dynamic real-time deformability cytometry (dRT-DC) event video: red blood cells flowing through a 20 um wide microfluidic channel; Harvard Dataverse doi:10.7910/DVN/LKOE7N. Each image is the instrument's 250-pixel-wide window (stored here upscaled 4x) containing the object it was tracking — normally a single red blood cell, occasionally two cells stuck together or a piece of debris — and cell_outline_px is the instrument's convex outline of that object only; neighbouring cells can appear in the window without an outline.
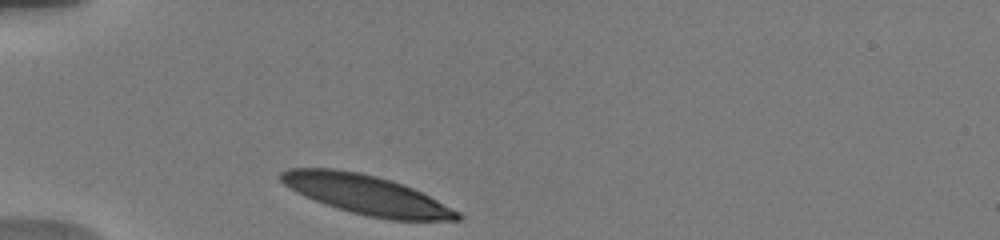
{"species": "human", "species_latin": "Homo sapiens", "temperature_condition": "warm", "stored_images_in_passage": 47, "camera_frame_rate_fps": 3000, "um_per_image_px": 0.085, "donor": {"sex": "male"}, "frame": {"image": 1, "passage_image": 1, "time_ms": 0.0, "image_size_px": [1000, 240], "cell_outline_px": [[464, 216], [460, 220], [388, 220], [368, 216], [336, 208], [324, 204], [304, 196], [296, 192], [284, 184], [280, 180], [280, 172], [288, 168], [332, 168], [360, 172], [392, 180], [412, 188], [460, 212]], "centroid_in_image_um": [31.12, 16.55], "position_along_channel_um": 53.9, "area_um2": 40.34}}
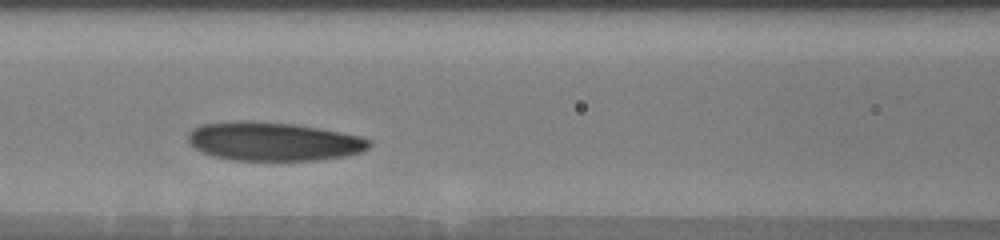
{"frame": {"image": 2, "passage_image": 15, "time_ms": 3.0, "image_size_px": [1000, 240], "cell_outline_px": [[372, 144], [368, 148], [360, 152], [344, 156], [316, 160], [232, 160], [212, 156], [200, 152], [188, 144], [188, 132], [192, 128], [204, 124], [240, 120], [248, 120], [296, 124], [340, 132], [360, 136], [372, 140]], "centroid_in_image_um": [23.2, 12.02], "position_along_channel_um": 143.4, "area_um2": 41.1}}
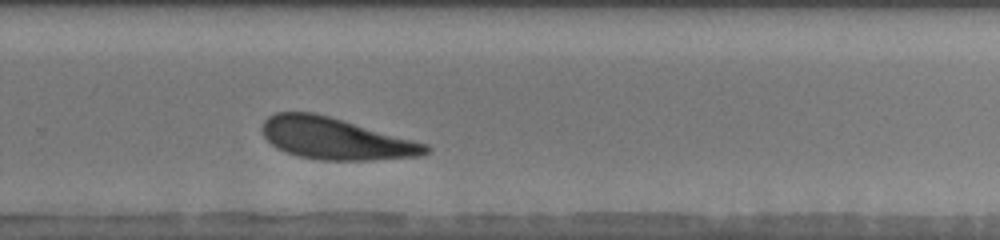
{"frame": {"image": 3, "passage_image": 34, "time_ms": 7.333, "image_size_px": [1000, 240], "cell_outline_px": [[432, 148], [428, 152], [420, 156], [372, 160], [320, 160], [296, 156], [284, 152], [276, 148], [264, 136], [260, 128], [264, 120], [268, 116], [276, 112], [316, 112], [428, 144]], "centroid_in_image_um": [28.49, 11.78], "position_along_channel_um": 301.3, "area_um2": 39.94}, "authors_computed_cell_mechanics": {"area_um2": 40.8068, "velocity_mm_per_s": 3.6551, "shape_relaxation_time_tau1_ms": 2.5058, "shape_relaxation_time_tau2_ms": 6.6239, "deformation_change_tau1": 0.1116, "deformation_change_tau2": 0.1718}}